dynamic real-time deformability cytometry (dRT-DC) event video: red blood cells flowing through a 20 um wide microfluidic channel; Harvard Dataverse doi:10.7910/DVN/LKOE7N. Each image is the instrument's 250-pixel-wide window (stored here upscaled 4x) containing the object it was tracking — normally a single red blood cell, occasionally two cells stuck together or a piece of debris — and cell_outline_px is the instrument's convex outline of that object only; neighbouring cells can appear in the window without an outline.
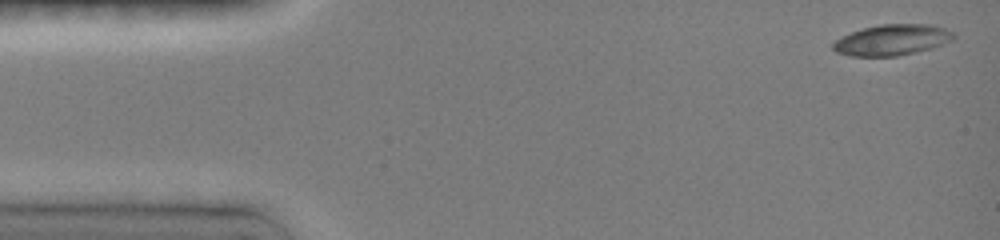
{"species": "common noctule bat (a hibernating species)", "species_latin": "Nyctalus noctula", "temperature_condition": "room temperature", "stored_images_in_passage": 9, "camera_frame_rate_fps": 3000, "um_per_image_px": 0.085, "animal": {"sex": "female", "body_mass_g": 19.0, "forearm_length_mm": 51.5}, "frame": {"image": 1, "passage_image": 1, "time_ms": 0.0, "image_size_px": [1000, 240], "cell_outline_px": [[956, 36], [952, 40], [944, 44], [932, 48], [896, 56], [852, 56], [836, 52], [832, 48], [832, 44], [836, 40], [852, 32], [864, 28], [880, 24], [932, 24], [956, 32]], "centroid_in_image_um": [75.88, 3.39], "position_along_channel_um": 9.1, "area_um2": 21.68}}
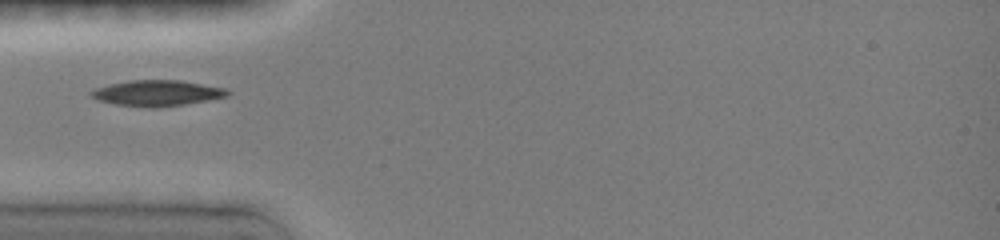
{"frame": {"image": 2, "passage_image": 6, "time_ms": 4.333, "image_size_px": [1000, 240], "cell_outline_px": [[228, 96], [184, 104], [156, 108], [152, 108], [116, 104], [96, 100], [88, 92], [96, 88], [108, 84], [128, 80], [176, 80], [224, 88], [228, 92]], "centroid_in_image_um": [13.27, 7.91], "position_along_channel_um": 71.7, "area_um2": 20.23}}
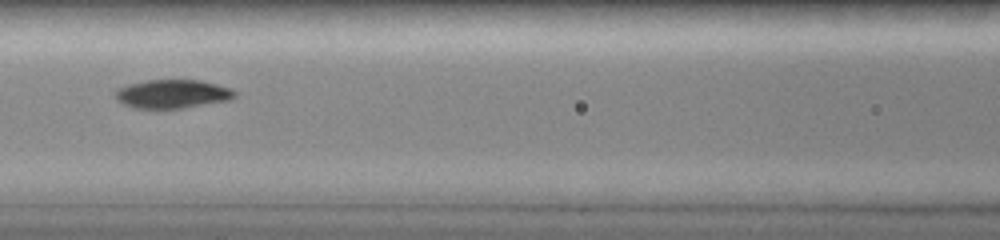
{"frame": {"image": 3, "passage_image": 8, "time_ms": 6.333, "image_size_px": [1000, 240], "cell_outline_px": [[236, 96], [228, 100], [180, 108], [132, 108], [124, 104], [116, 96], [116, 92], [120, 88], [128, 84], [148, 80], [200, 80], [228, 88], [236, 92]], "centroid_in_image_um": [14.65, 7.98], "position_along_channel_um": 151.9, "area_um2": 19.42}}